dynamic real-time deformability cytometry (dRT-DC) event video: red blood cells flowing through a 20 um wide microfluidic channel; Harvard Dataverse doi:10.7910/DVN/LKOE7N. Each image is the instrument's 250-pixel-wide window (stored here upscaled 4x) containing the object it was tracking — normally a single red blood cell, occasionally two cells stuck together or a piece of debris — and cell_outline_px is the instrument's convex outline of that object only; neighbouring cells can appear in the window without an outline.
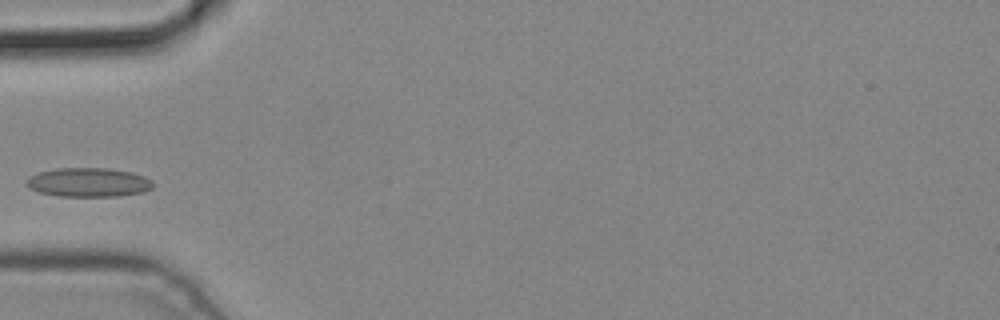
{"species": "common noctule bat (a hibernating species)", "species_latin": "Nyctalus noctula", "temperature_condition": "cold", "stored_images_in_passage": 3, "camera_frame_rate_fps": 3000, "um_per_image_px": 0.085, "animal": {"sex": "male", "body_mass_g": 19.2, "forearm_length_mm": 51.8}, "frame": {"image": 1, "passage_image": 2, "time_ms": 0.333, "image_size_px": [1000, 320], "cell_outline_px": [[152, 188], [144, 192], [120, 196], [56, 196], [40, 192], [32, 188], [24, 180], [28, 176], [40, 172], [56, 168], [108, 168], [132, 172], [144, 176], [152, 180]], "centroid_in_image_um": [7.54, 15.49], "position_along_channel_um": 77.5, "area_um2": 21.44}}
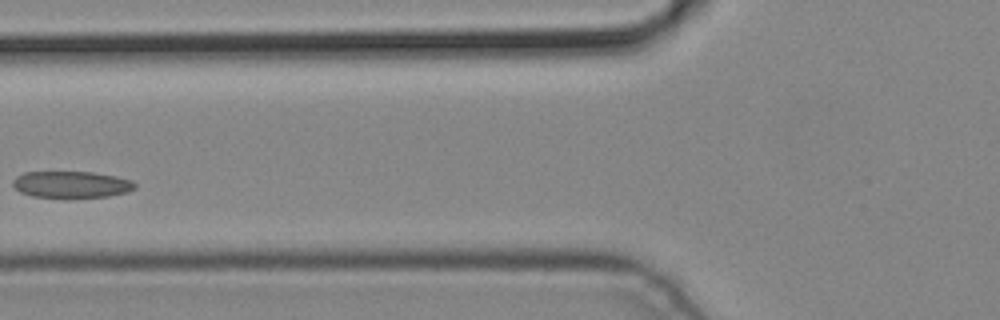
{"frame": {"image": 2, "passage_image": 3, "time_ms": 0.667, "image_size_px": [1000, 320], "cell_outline_px": [[136, 188], [128, 192], [108, 196], [32, 196], [20, 192], [12, 184], [12, 180], [16, 176], [24, 172], [92, 172], [116, 176], [132, 180], [136, 184]], "centroid_in_image_um": [6.08, 15.65], "position_along_channel_um": 119.7, "area_um2": 18.61}}